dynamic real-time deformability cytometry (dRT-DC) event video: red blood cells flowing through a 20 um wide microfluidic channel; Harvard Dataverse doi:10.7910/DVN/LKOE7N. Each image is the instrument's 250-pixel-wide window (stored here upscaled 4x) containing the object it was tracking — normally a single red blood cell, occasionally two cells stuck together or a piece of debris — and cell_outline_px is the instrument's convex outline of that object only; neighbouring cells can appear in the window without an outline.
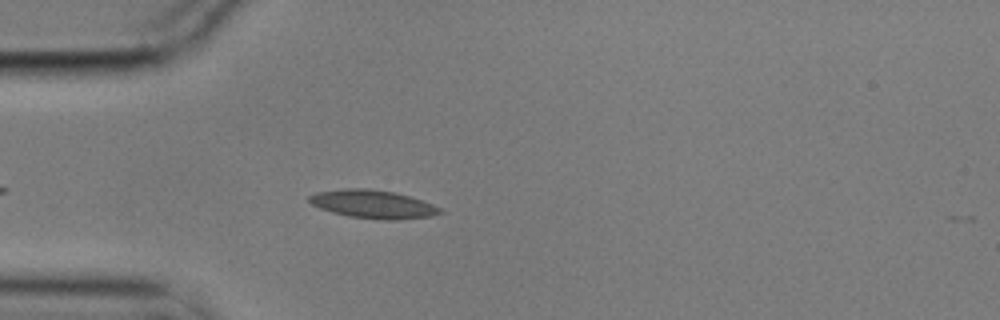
{"species": "common noctule bat (a hibernating species)", "species_latin": "Nyctalus noctula", "temperature_condition": "cold", "stored_images_in_passage": 5, "camera_frame_rate_fps": 3000, "um_per_image_px": 0.085, "animal": {"sex": "male", "body_mass_g": 17.9}, "frame": {"image": 1, "passage_image": 5, "time_ms": 1.333, "image_size_px": [1000, 320], "cell_outline_px": [[444, 212], [432, 216], [396, 220], [384, 220], [348, 216], [332, 212], [320, 208], [312, 204], [308, 200], [308, 196], [316, 192], [344, 188], [368, 188], [396, 192], [432, 204], [440, 208]], "centroid_in_image_um": [31.69, 17.35], "position_along_channel_um": 53.3, "area_um2": 21.56}}